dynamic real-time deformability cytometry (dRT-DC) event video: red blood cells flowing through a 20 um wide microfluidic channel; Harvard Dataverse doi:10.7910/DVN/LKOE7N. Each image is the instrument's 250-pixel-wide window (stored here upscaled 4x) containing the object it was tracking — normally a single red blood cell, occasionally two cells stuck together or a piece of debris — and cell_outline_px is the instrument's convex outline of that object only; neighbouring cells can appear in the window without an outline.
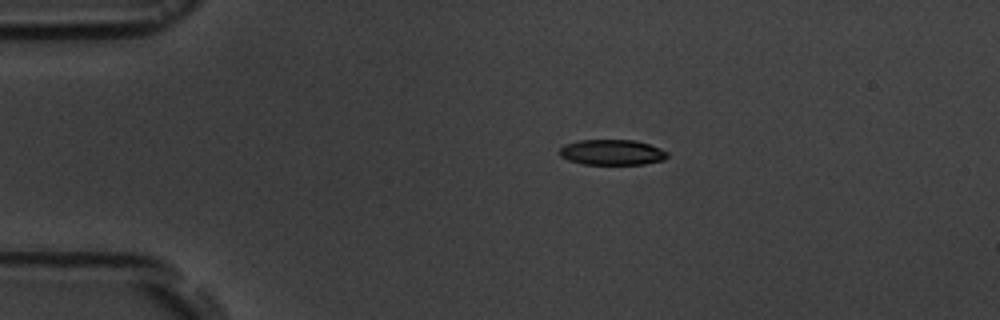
{"species": "common noctule bat (a hibernating species)", "species_latin": "Nyctalus noctula", "temperature_condition": "room temperature", "stored_images_in_passage": 12, "camera_frame_rate_fps": 3000, "um_per_image_px": 0.085, "animal": {"sex": "male", "body_mass_g": 19.5, "forearm_length_mm": 54.6}, "frame": {"image": 1, "passage_image": 1, "time_ms": 0.0, "image_size_px": [1000, 320], "cell_outline_px": [[668, 156], [664, 160], [644, 164], [584, 164], [568, 160], [560, 156], [560, 148], [564, 144], [580, 140], [636, 140], [660, 148], [668, 152]], "centroid_in_image_um": [52.03, 12.94], "position_along_channel_um": 33.0, "area_um2": 16.01}}
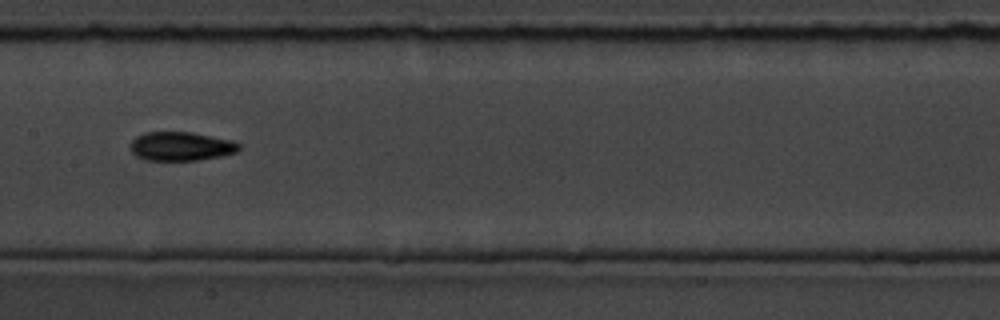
{"frame": {"image": 2, "passage_image": 5, "time_ms": 5.667, "image_size_px": [1000, 320], "cell_outline_px": [[240, 148], [236, 152], [220, 156], [200, 160], [144, 160], [136, 156], [128, 148], [132, 140], [136, 136], [144, 132], [192, 132], [232, 140], [240, 144]], "centroid_in_image_um": [15.35, 12.43], "position_along_channel_um": 192.1, "area_um2": 18.44}}
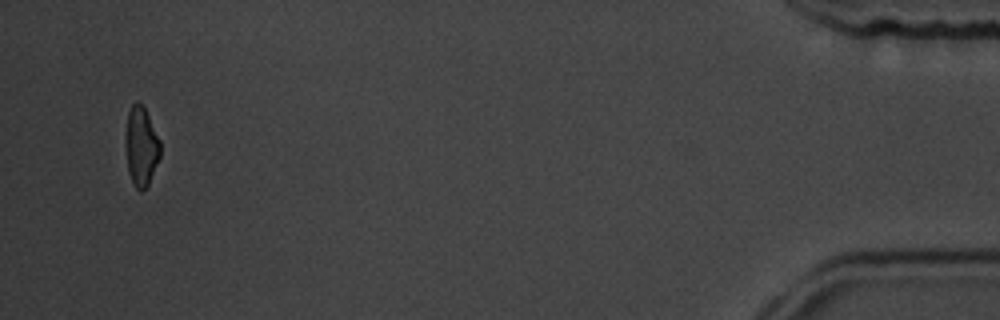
{"frame": {"image": 3, "passage_image": 12, "time_ms": 14.333, "image_size_px": [1000, 320], "cell_outline_px": [[160, 156], [148, 184], [140, 192], [136, 188], [128, 172], [124, 144], [124, 140], [128, 112], [132, 104], [136, 100], [144, 104], [160, 140]], "centroid_in_image_um": [11.98, 12.37], "position_along_channel_um": 423.2, "area_um2": 16.36}, "authors_computed_cell_mechanics": {"area_um2": 17.5134, "velocity_mm_per_s": 3.6342, "shape_relaxation_time_tau1_ms": 3.1092, "shape_relaxation_time_tau2_ms": null, "deformation_change_tau1": 0.1267, "deformation_change_tau2": null}}